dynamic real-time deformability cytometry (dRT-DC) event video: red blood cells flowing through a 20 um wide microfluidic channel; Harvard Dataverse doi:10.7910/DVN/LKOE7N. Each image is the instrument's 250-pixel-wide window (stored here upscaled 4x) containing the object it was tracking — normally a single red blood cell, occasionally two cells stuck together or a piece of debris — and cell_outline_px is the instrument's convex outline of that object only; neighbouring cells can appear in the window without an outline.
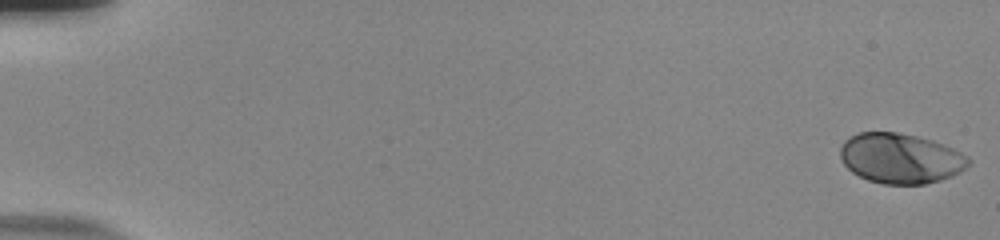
{"species": "human", "species_latin": "Homo sapiens", "temperature_condition": "room temperature", "stored_images_in_passage": 55, "camera_frame_rate_fps": 3000, "um_per_image_px": 0.085, "donor": {"sex": "male"}, "frame": {"image": 1, "passage_image": 1, "time_ms": 0.0, "image_size_px": [1000, 240], "cell_outline_px": [[972, 160], [960, 172], [952, 176], [940, 180], [924, 184], [884, 184], [868, 180], [852, 172], [844, 164], [840, 156], [840, 148], [844, 140], [848, 136], [860, 132], [896, 132], [916, 136], [932, 140], [952, 148], [968, 156]], "centroid_in_image_um": [76.53, 13.46], "position_along_channel_um": 8.5, "area_um2": 37.45}}
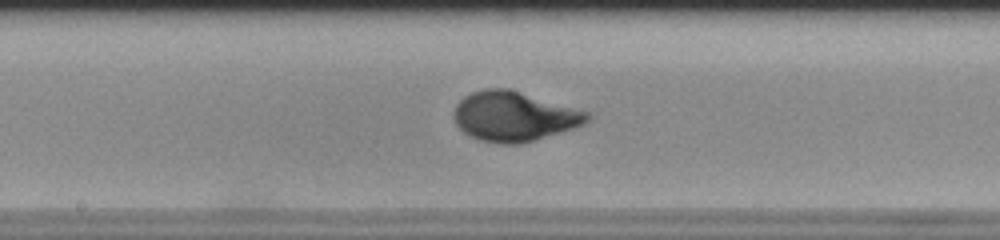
{"frame": {"image": 2, "passage_image": 31, "time_ms": 10.0, "image_size_px": [1000, 240], "cell_outline_px": [[592, 120], [584, 124], [572, 128], [520, 144], [500, 144], [480, 140], [468, 136], [456, 124], [452, 116], [452, 112], [456, 104], [464, 96], [472, 92], [484, 88], [508, 88], [592, 112]], "centroid_in_image_um": [43.7, 9.88], "position_along_channel_um": 204.5, "area_um2": 39.02}}
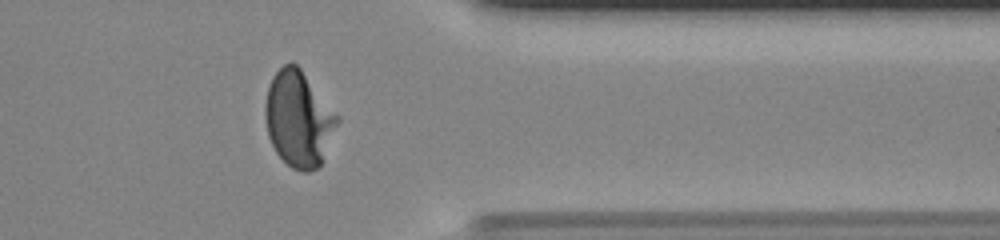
{"frame": {"image": 3, "passage_image": 46, "time_ms": 15.0, "image_size_px": [1000, 240], "cell_outline_px": [[340, 120], [320, 164], [316, 168], [308, 172], [300, 172], [292, 168], [276, 152], [268, 136], [264, 116], [264, 104], [268, 88], [272, 76], [284, 64], [292, 60], [300, 68], [340, 116]], "centroid_in_image_um": [25.37, 10.08], "position_along_channel_um": 386.0, "area_um2": 40.29}, "authors_computed_cell_mechanics": {"area_um2": 37.4544, "velocity_mm_per_s": 3.7736, "shape_relaxation_time_tau1_ms": 4.5307, "shape_relaxation_time_tau2_ms": null, "deformation_change_tau1": 0.2095, "deformation_change_tau2": null}}